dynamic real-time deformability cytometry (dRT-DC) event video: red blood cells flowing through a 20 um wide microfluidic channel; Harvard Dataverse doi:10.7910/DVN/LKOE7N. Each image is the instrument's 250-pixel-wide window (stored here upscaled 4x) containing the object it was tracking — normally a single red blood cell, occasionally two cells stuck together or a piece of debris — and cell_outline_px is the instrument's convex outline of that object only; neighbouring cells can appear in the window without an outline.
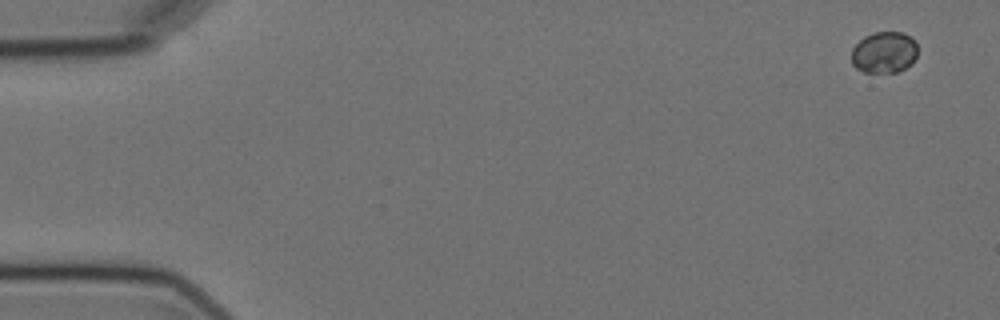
{"species": "Egyptian fruit bat (a non-hibernating species)", "species_latin": "Rousettus aegyptiacus", "temperature_condition": "cold", "stored_images_in_passage": 5, "camera_frame_rate_fps": 3000, "um_per_image_px": 0.085, "animal": {"sex": "female"}, "frame": {"image": 1, "passage_image": 1, "time_ms": 0.0, "image_size_px": [1000, 320], "cell_outline_px": [[916, 56], [912, 64], [896, 72], [864, 72], [856, 68], [852, 64], [852, 48], [864, 36], [876, 32], [904, 32], [916, 44]], "centroid_in_image_um": [75.13, 4.45], "position_along_channel_um": 9.9, "area_um2": 15.84}}
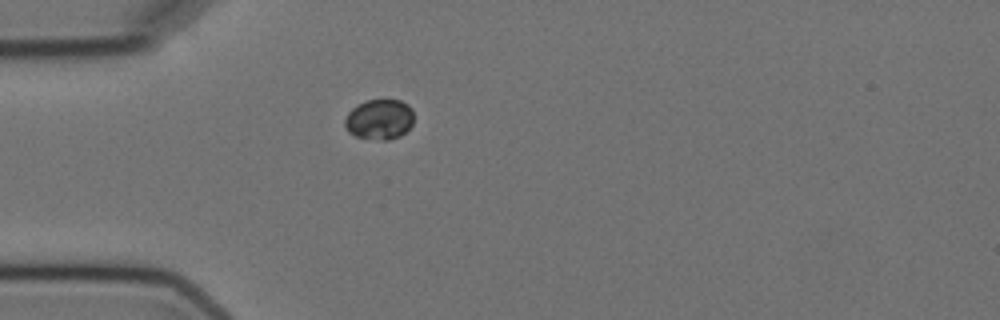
{"frame": {"image": 2, "passage_image": 5, "time_ms": 4.667, "image_size_px": [1000, 320], "cell_outline_px": [[412, 124], [400, 136], [388, 140], [380, 140], [356, 136], [348, 132], [344, 124], [344, 120], [348, 112], [356, 104], [368, 100], [400, 100], [408, 104], [412, 108]], "centroid_in_image_um": [32.23, 10.14], "position_along_channel_um": 52.8, "area_um2": 16.18}}